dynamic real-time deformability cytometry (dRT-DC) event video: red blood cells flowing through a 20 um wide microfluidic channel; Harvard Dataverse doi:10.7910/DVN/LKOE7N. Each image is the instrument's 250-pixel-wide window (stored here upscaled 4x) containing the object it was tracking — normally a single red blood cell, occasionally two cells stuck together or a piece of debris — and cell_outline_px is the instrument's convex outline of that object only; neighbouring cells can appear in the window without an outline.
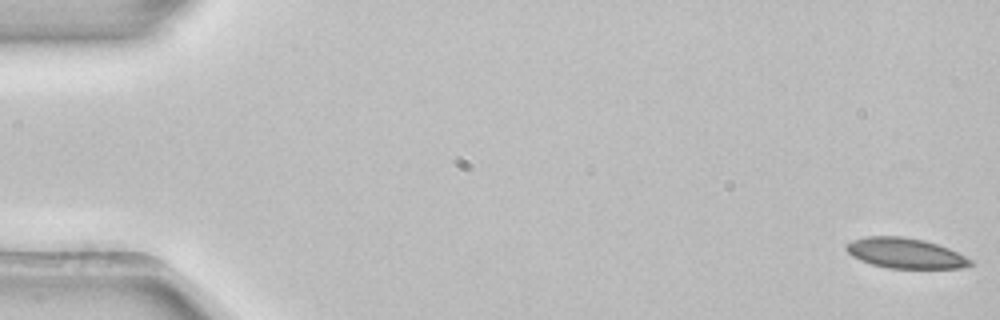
{"species": "common noctule bat (a hibernating species)", "species_latin": "Nyctalus noctula", "temperature_condition": "room temperature", "stored_images_in_passage": 4, "camera_frame_rate_fps": 3000, "um_per_image_px": 0.085, "animal": {"sex": "female", "body_mass_g": 22.7, "forearm_length_mm": 54.2}, "frame": {"image": 1, "passage_image": 1, "time_ms": 0.0, "image_size_px": [1000, 320], "cell_outline_px": [[976, 264], [964, 268], [888, 268], [872, 264], [860, 260], [852, 256], [844, 248], [844, 244], [852, 240], [868, 236], [900, 236], [924, 240], [948, 248], [972, 260]], "centroid_in_image_um": [76.94, 21.52], "position_along_channel_um": 8.1, "area_um2": 21.91}}